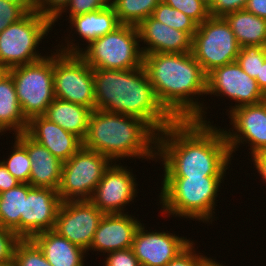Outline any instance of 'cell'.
<instances>
[{"mask_svg":"<svg viewBox=\"0 0 266 266\" xmlns=\"http://www.w3.org/2000/svg\"><path fill=\"white\" fill-rule=\"evenodd\" d=\"M231 157L224 129L210 121L175 120L157 136L163 177L226 176Z\"/></svg>","mask_w":266,"mask_h":266,"instance_id":"6da1fadb","label":"cell"},{"mask_svg":"<svg viewBox=\"0 0 266 266\" xmlns=\"http://www.w3.org/2000/svg\"><path fill=\"white\" fill-rule=\"evenodd\" d=\"M143 66L158 101L175 120L207 122L204 105L193 98L206 94L207 74L192 52L143 55Z\"/></svg>","mask_w":266,"mask_h":266,"instance_id":"7a4b0ae2","label":"cell"},{"mask_svg":"<svg viewBox=\"0 0 266 266\" xmlns=\"http://www.w3.org/2000/svg\"><path fill=\"white\" fill-rule=\"evenodd\" d=\"M95 109L138 117L157 133L175 119L158 101L144 66L93 69Z\"/></svg>","mask_w":266,"mask_h":266,"instance_id":"3957f363","label":"cell"},{"mask_svg":"<svg viewBox=\"0 0 266 266\" xmlns=\"http://www.w3.org/2000/svg\"><path fill=\"white\" fill-rule=\"evenodd\" d=\"M157 136L158 133L138 117L94 109L83 147L112 162L127 157L153 160L157 158Z\"/></svg>","mask_w":266,"mask_h":266,"instance_id":"277c9868","label":"cell"},{"mask_svg":"<svg viewBox=\"0 0 266 266\" xmlns=\"http://www.w3.org/2000/svg\"><path fill=\"white\" fill-rule=\"evenodd\" d=\"M223 177H164L159 195L162 213L212 223Z\"/></svg>","mask_w":266,"mask_h":266,"instance_id":"5b68a950","label":"cell"},{"mask_svg":"<svg viewBox=\"0 0 266 266\" xmlns=\"http://www.w3.org/2000/svg\"><path fill=\"white\" fill-rule=\"evenodd\" d=\"M139 43L137 26L121 24L113 32L91 41L85 50L69 40L67 46L61 44L62 48L57 50L78 54L93 69L130 70L143 66Z\"/></svg>","mask_w":266,"mask_h":266,"instance_id":"8992f818","label":"cell"},{"mask_svg":"<svg viewBox=\"0 0 266 266\" xmlns=\"http://www.w3.org/2000/svg\"><path fill=\"white\" fill-rule=\"evenodd\" d=\"M52 25V20L34 10L7 26L0 33V65L9 70L46 57L37 53L36 47L52 29Z\"/></svg>","mask_w":266,"mask_h":266,"instance_id":"52a82bcc","label":"cell"},{"mask_svg":"<svg viewBox=\"0 0 266 266\" xmlns=\"http://www.w3.org/2000/svg\"><path fill=\"white\" fill-rule=\"evenodd\" d=\"M21 111L27 121L45 115L55 99L53 53L36 62L10 68Z\"/></svg>","mask_w":266,"mask_h":266,"instance_id":"ba28073f","label":"cell"},{"mask_svg":"<svg viewBox=\"0 0 266 266\" xmlns=\"http://www.w3.org/2000/svg\"><path fill=\"white\" fill-rule=\"evenodd\" d=\"M112 161L102 154L81 147L62 165L58 194L62 202L90 200Z\"/></svg>","mask_w":266,"mask_h":266,"instance_id":"9c48e42d","label":"cell"},{"mask_svg":"<svg viewBox=\"0 0 266 266\" xmlns=\"http://www.w3.org/2000/svg\"><path fill=\"white\" fill-rule=\"evenodd\" d=\"M240 45L224 17H212L198 25L192 53L206 74L216 67L234 62Z\"/></svg>","mask_w":266,"mask_h":266,"instance_id":"30bf717a","label":"cell"},{"mask_svg":"<svg viewBox=\"0 0 266 266\" xmlns=\"http://www.w3.org/2000/svg\"><path fill=\"white\" fill-rule=\"evenodd\" d=\"M53 52L55 98L95 109L93 68L78 54Z\"/></svg>","mask_w":266,"mask_h":266,"instance_id":"8fae6325","label":"cell"},{"mask_svg":"<svg viewBox=\"0 0 266 266\" xmlns=\"http://www.w3.org/2000/svg\"><path fill=\"white\" fill-rule=\"evenodd\" d=\"M206 94L222 95L235 100L237 104L228 113L238 107L257 104L266 99L257 81L243 71L236 61L216 67L207 74Z\"/></svg>","mask_w":266,"mask_h":266,"instance_id":"7c38bea8","label":"cell"},{"mask_svg":"<svg viewBox=\"0 0 266 266\" xmlns=\"http://www.w3.org/2000/svg\"><path fill=\"white\" fill-rule=\"evenodd\" d=\"M104 215L90 200L61 202L53 230L87 251Z\"/></svg>","mask_w":266,"mask_h":266,"instance_id":"4fadbf2b","label":"cell"},{"mask_svg":"<svg viewBox=\"0 0 266 266\" xmlns=\"http://www.w3.org/2000/svg\"><path fill=\"white\" fill-rule=\"evenodd\" d=\"M232 132L224 131L231 155L240 144L250 145L251 156L266 151V99L252 105H244L229 113ZM235 130V131H234ZM244 142V143H243ZM238 146V147H237Z\"/></svg>","mask_w":266,"mask_h":266,"instance_id":"5bb4252c","label":"cell"},{"mask_svg":"<svg viewBox=\"0 0 266 266\" xmlns=\"http://www.w3.org/2000/svg\"><path fill=\"white\" fill-rule=\"evenodd\" d=\"M136 187L133 173L115 161L105 171L90 201L104 214H125L124 206L137 196Z\"/></svg>","mask_w":266,"mask_h":266,"instance_id":"9a60e30c","label":"cell"},{"mask_svg":"<svg viewBox=\"0 0 266 266\" xmlns=\"http://www.w3.org/2000/svg\"><path fill=\"white\" fill-rule=\"evenodd\" d=\"M61 202L57 190L28 184L24 215L20 216V238L31 239L37 233L53 230Z\"/></svg>","mask_w":266,"mask_h":266,"instance_id":"2e32d148","label":"cell"},{"mask_svg":"<svg viewBox=\"0 0 266 266\" xmlns=\"http://www.w3.org/2000/svg\"><path fill=\"white\" fill-rule=\"evenodd\" d=\"M192 241L166 232H148L144 224L137 229L132 250L142 266H166Z\"/></svg>","mask_w":266,"mask_h":266,"instance_id":"e0dca14e","label":"cell"},{"mask_svg":"<svg viewBox=\"0 0 266 266\" xmlns=\"http://www.w3.org/2000/svg\"><path fill=\"white\" fill-rule=\"evenodd\" d=\"M137 29L139 40L147 45L141 47L143 55L192 52L193 38L188 33L169 27L152 16L142 21Z\"/></svg>","mask_w":266,"mask_h":266,"instance_id":"ac0fdd59","label":"cell"},{"mask_svg":"<svg viewBox=\"0 0 266 266\" xmlns=\"http://www.w3.org/2000/svg\"><path fill=\"white\" fill-rule=\"evenodd\" d=\"M141 222L129 214H105L87 250L109 253L132 247L135 233Z\"/></svg>","mask_w":266,"mask_h":266,"instance_id":"d6986e66","label":"cell"},{"mask_svg":"<svg viewBox=\"0 0 266 266\" xmlns=\"http://www.w3.org/2000/svg\"><path fill=\"white\" fill-rule=\"evenodd\" d=\"M25 133L46 147L61 162H66L83 146V141L78 136L67 132L44 115L30 119Z\"/></svg>","mask_w":266,"mask_h":266,"instance_id":"ffe728a7","label":"cell"},{"mask_svg":"<svg viewBox=\"0 0 266 266\" xmlns=\"http://www.w3.org/2000/svg\"><path fill=\"white\" fill-rule=\"evenodd\" d=\"M14 136L26 148L31 160L29 184L32 187L52 188L58 191L63 162L25 132Z\"/></svg>","mask_w":266,"mask_h":266,"instance_id":"44dd1931","label":"cell"},{"mask_svg":"<svg viewBox=\"0 0 266 266\" xmlns=\"http://www.w3.org/2000/svg\"><path fill=\"white\" fill-rule=\"evenodd\" d=\"M52 266H85L86 250L71 243L54 230L35 234L31 238ZM85 253V254H84Z\"/></svg>","mask_w":266,"mask_h":266,"instance_id":"7402d4cb","label":"cell"},{"mask_svg":"<svg viewBox=\"0 0 266 266\" xmlns=\"http://www.w3.org/2000/svg\"><path fill=\"white\" fill-rule=\"evenodd\" d=\"M91 112L86 106L55 98L44 116L83 141Z\"/></svg>","mask_w":266,"mask_h":266,"instance_id":"603a6c76","label":"cell"},{"mask_svg":"<svg viewBox=\"0 0 266 266\" xmlns=\"http://www.w3.org/2000/svg\"><path fill=\"white\" fill-rule=\"evenodd\" d=\"M74 29V33L80 36L86 43H90L97 38L113 32L121 24L118 21L114 8L109 5L108 7L89 12L86 14L73 16L69 19Z\"/></svg>","mask_w":266,"mask_h":266,"instance_id":"cb8c5ba5","label":"cell"},{"mask_svg":"<svg viewBox=\"0 0 266 266\" xmlns=\"http://www.w3.org/2000/svg\"><path fill=\"white\" fill-rule=\"evenodd\" d=\"M28 121L19 105L16 88L7 71L0 79V133L12 130L16 134L26 131Z\"/></svg>","mask_w":266,"mask_h":266,"instance_id":"d4e9b609","label":"cell"},{"mask_svg":"<svg viewBox=\"0 0 266 266\" xmlns=\"http://www.w3.org/2000/svg\"><path fill=\"white\" fill-rule=\"evenodd\" d=\"M224 18L229 23L240 47L251 45L266 47V19L245 9L228 13Z\"/></svg>","mask_w":266,"mask_h":266,"instance_id":"484cf974","label":"cell"},{"mask_svg":"<svg viewBox=\"0 0 266 266\" xmlns=\"http://www.w3.org/2000/svg\"><path fill=\"white\" fill-rule=\"evenodd\" d=\"M28 195V183L0 193V225L14 231L20 237V216L24 215V197Z\"/></svg>","mask_w":266,"mask_h":266,"instance_id":"4316f807","label":"cell"},{"mask_svg":"<svg viewBox=\"0 0 266 266\" xmlns=\"http://www.w3.org/2000/svg\"><path fill=\"white\" fill-rule=\"evenodd\" d=\"M162 0H113L114 8L120 24L138 26L152 15Z\"/></svg>","mask_w":266,"mask_h":266,"instance_id":"83f0119b","label":"cell"},{"mask_svg":"<svg viewBox=\"0 0 266 266\" xmlns=\"http://www.w3.org/2000/svg\"><path fill=\"white\" fill-rule=\"evenodd\" d=\"M151 16L169 27L188 33L192 38L198 28V24L193 19L163 1L158 4Z\"/></svg>","mask_w":266,"mask_h":266,"instance_id":"f1b7e54d","label":"cell"},{"mask_svg":"<svg viewBox=\"0 0 266 266\" xmlns=\"http://www.w3.org/2000/svg\"><path fill=\"white\" fill-rule=\"evenodd\" d=\"M13 145L12 153L1 162L5 165L8 172L21 183H28L31 172V160L26 148L16 139Z\"/></svg>","mask_w":266,"mask_h":266,"instance_id":"f546056e","label":"cell"},{"mask_svg":"<svg viewBox=\"0 0 266 266\" xmlns=\"http://www.w3.org/2000/svg\"><path fill=\"white\" fill-rule=\"evenodd\" d=\"M12 266H52L32 239H20L14 249Z\"/></svg>","mask_w":266,"mask_h":266,"instance_id":"4dcf8cb0","label":"cell"},{"mask_svg":"<svg viewBox=\"0 0 266 266\" xmlns=\"http://www.w3.org/2000/svg\"><path fill=\"white\" fill-rule=\"evenodd\" d=\"M266 60V47L243 46L240 48L236 62L250 77L256 80L260 76L261 65Z\"/></svg>","mask_w":266,"mask_h":266,"instance_id":"1f68e13d","label":"cell"},{"mask_svg":"<svg viewBox=\"0 0 266 266\" xmlns=\"http://www.w3.org/2000/svg\"><path fill=\"white\" fill-rule=\"evenodd\" d=\"M165 4L183 12L198 25L210 17L209 7L201 0H162Z\"/></svg>","mask_w":266,"mask_h":266,"instance_id":"d6a6232c","label":"cell"},{"mask_svg":"<svg viewBox=\"0 0 266 266\" xmlns=\"http://www.w3.org/2000/svg\"><path fill=\"white\" fill-rule=\"evenodd\" d=\"M20 239L14 231L0 225V266H12L14 249Z\"/></svg>","mask_w":266,"mask_h":266,"instance_id":"836d02e7","label":"cell"},{"mask_svg":"<svg viewBox=\"0 0 266 266\" xmlns=\"http://www.w3.org/2000/svg\"><path fill=\"white\" fill-rule=\"evenodd\" d=\"M111 1L112 0H71L70 3L66 6V8L53 20V25L58 20V18L60 19L62 13L67 12L66 9H68L70 12V19L73 16H78L96 10L104 9L111 5Z\"/></svg>","mask_w":266,"mask_h":266,"instance_id":"e575fe53","label":"cell"},{"mask_svg":"<svg viewBox=\"0 0 266 266\" xmlns=\"http://www.w3.org/2000/svg\"><path fill=\"white\" fill-rule=\"evenodd\" d=\"M192 241L182 252L172 259L166 266H203L209 259L207 256L196 254ZM200 254V255H199Z\"/></svg>","mask_w":266,"mask_h":266,"instance_id":"d590c367","label":"cell"},{"mask_svg":"<svg viewBox=\"0 0 266 266\" xmlns=\"http://www.w3.org/2000/svg\"><path fill=\"white\" fill-rule=\"evenodd\" d=\"M27 12L17 4L0 0V33L10 24L18 22Z\"/></svg>","mask_w":266,"mask_h":266,"instance_id":"8d00e7d4","label":"cell"},{"mask_svg":"<svg viewBox=\"0 0 266 266\" xmlns=\"http://www.w3.org/2000/svg\"><path fill=\"white\" fill-rule=\"evenodd\" d=\"M71 0H35V11L54 20Z\"/></svg>","mask_w":266,"mask_h":266,"instance_id":"74e56055","label":"cell"},{"mask_svg":"<svg viewBox=\"0 0 266 266\" xmlns=\"http://www.w3.org/2000/svg\"><path fill=\"white\" fill-rule=\"evenodd\" d=\"M105 266H140L132 248L107 253Z\"/></svg>","mask_w":266,"mask_h":266,"instance_id":"f35d334b","label":"cell"},{"mask_svg":"<svg viewBox=\"0 0 266 266\" xmlns=\"http://www.w3.org/2000/svg\"><path fill=\"white\" fill-rule=\"evenodd\" d=\"M248 0H214L209 8L210 16L224 17L226 14L244 10Z\"/></svg>","mask_w":266,"mask_h":266,"instance_id":"ab89813d","label":"cell"},{"mask_svg":"<svg viewBox=\"0 0 266 266\" xmlns=\"http://www.w3.org/2000/svg\"><path fill=\"white\" fill-rule=\"evenodd\" d=\"M20 183L19 180L8 172L5 165L0 161V193L15 187Z\"/></svg>","mask_w":266,"mask_h":266,"instance_id":"60d3db41","label":"cell"},{"mask_svg":"<svg viewBox=\"0 0 266 266\" xmlns=\"http://www.w3.org/2000/svg\"><path fill=\"white\" fill-rule=\"evenodd\" d=\"M245 10L266 19V0H248Z\"/></svg>","mask_w":266,"mask_h":266,"instance_id":"b9f144b4","label":"cell"},{"mask_svg":"<svg viewBox=\"0 0 266 266\" xmlns=\"http://www.w3.org/2000/svg\"><path fill=\"white\" fill-rule=\"evenodd\" d=\"M254 166L259 175H261L264 183L266 182V151L253 155L252 157Z\"/></svg>","mask_w":266,"mask_h":266,"instance_id":"7bdbcfd3","label":"cell"},{"mask_svg":"<svg viewBox=\"0 0 266 266\" xmlns=\"http://www.w3.org/2000/svg\"><path fill=\"white\" fill-rule=\"evenodd\" d=\"M256 81L258 87L266 96V60L264 61L263 65H261L260 76L256 77Z\"/></svg>","mask_w":266,"mask_h":266,"instance_id":"ee69618b","label":"cell"},{"mask_svg":"<svg viewBox=\"0 0 266 266\" xmlns=\"http://www.w3.org/2000/svg\"><path fill=\"white\" fill-rule=\"evenodd\" d=\"M20 5L27 13L35 10V0H2Z\"/></svg>","mask_w":266,"mask_h":266,"instance_id":"f6af8a7d","label":"cell"},{"mask_svg":"<svg viewBox=\"0 0 266 266\" xmlns=\"http://www.w3.org/2000/svg\"><path fill=\"white\" fill-rule=\"evenodd\" d=\"M203 266H225L223 264L218 263L214 259H209Z\"/></svg>","mask_w":266,"mask_h":266,"instance_id":"bcb514c9","label":"cell"},{"mask_svg":"<svg viewBox=\"0 0 266 266\" xmlns=\"http://www.w3.org/2000/svg\"><path fill=\"white\" fill-rule=\"evenodd\" d=\"M209 8L212 6L214 0H201Z\"/></svg>","mask_w":266,"mask_h":266,"instance_id":"7dc6e473","label":"cell"},{"mask_svg":"<svg viewBox=\"0 0 266 266\" xmlns=\"http://www.w3.org/2000/svg\"><path fill=\"white\" fill-rule=\"evenodd\" d=\"M7 71L8 70L5 67L0 65V79Z\"/></svg>","mask_w":266,"mask_h":266,"instance_id":"c3c4849f","label":"cell"}]
</instances>
